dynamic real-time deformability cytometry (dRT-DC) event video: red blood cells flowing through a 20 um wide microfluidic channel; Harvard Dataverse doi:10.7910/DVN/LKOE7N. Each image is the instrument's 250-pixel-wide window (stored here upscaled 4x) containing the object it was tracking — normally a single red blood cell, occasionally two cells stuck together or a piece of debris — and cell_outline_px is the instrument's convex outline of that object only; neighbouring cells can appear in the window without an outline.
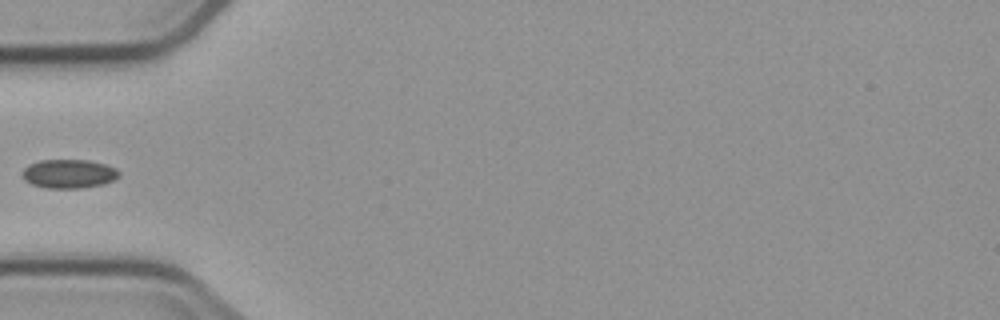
{"species": "common noctule bat (a hibernating species)", "species_latin": "Nyctalus noctula", "temperature_condition": "cold", "stored_images_in_passage": 1, "camera_frame_rate_fps": 3000, "um_per_image_px": 0.085, "animal": {"sex": "male", "body_mass_g": 23.1, "forearm_length_mm": 52.7}, "frame": {"image": 1, "passage_image": 1, "time_ms": 0.0, "image_size_px": [1000, 320], "cell_outline_px": [[120, 176], [104, 184], [80, 188], [44, 188], [32, 184], [24, 180], [20, 176], [20, 172], [28, 164], [40, 160], [88, 160], [104, 164], [116, 168], [120, 172]], "centroid_in_image_um": [5.81, 14.77], "position_along_channel_um": 79.2, "area_um2": 16.47}}